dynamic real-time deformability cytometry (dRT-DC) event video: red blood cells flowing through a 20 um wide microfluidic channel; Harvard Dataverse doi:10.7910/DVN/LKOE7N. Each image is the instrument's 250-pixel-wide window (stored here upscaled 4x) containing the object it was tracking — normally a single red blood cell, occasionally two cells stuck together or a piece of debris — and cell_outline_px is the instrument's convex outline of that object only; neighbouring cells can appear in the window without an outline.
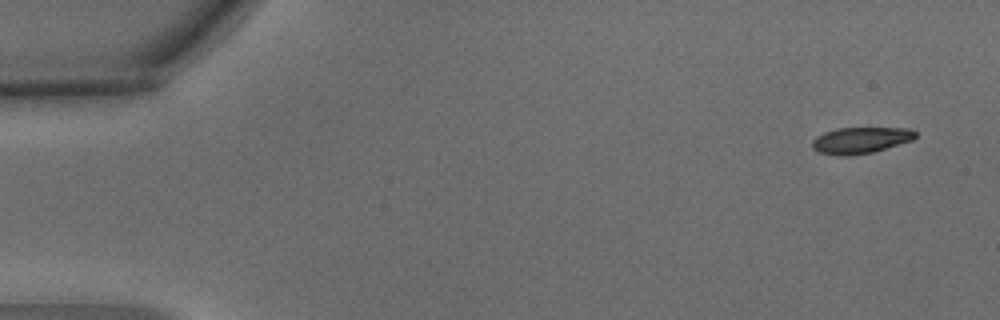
{"species": "common noctule bat (a hibernating species)", "species_latin": "Nyctalus noctula", "temperature_condition": "warm", "stored_images_in_passage": 3, "camera_frame_rate_fps": 3000, "um_per_image_px": 0.085, "animal": {"sex": "male", "body_mass_g": 15.6}, "frame": {"image": 1, "passage_image": 1, "time_ms": 0.0, "image_size_px": [1000, 320], "cell_outline_px": [[916, 136], [912, 140], [872, 152], [848, 156], [836, 156], [820, 152], [812, 148], [812, 140], [816, 136], [824, 132], [836, 128], [912, 128], [916, 132]], "centroid_in_image_um": [73.12, 11.92], "position_along_channel_um": 11.9, "area_um2": 15.84}}